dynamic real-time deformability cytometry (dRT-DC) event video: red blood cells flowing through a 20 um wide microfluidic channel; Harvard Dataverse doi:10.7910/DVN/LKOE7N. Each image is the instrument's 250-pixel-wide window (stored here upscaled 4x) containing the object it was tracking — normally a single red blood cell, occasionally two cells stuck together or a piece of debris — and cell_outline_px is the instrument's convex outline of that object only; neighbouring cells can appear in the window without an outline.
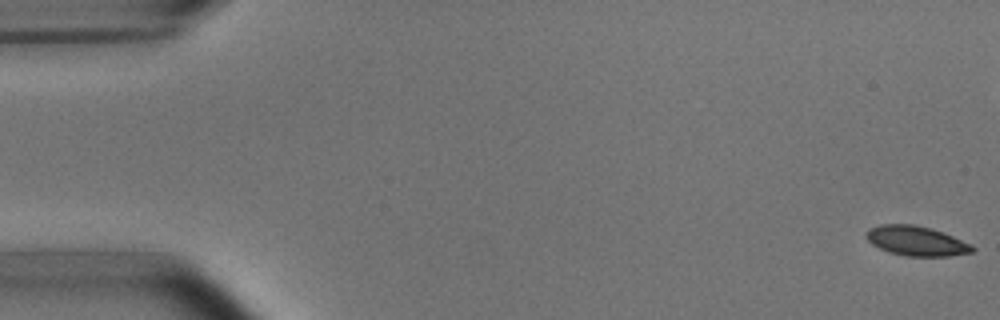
{"species": "common noctule bat (a hibernating species)", "species_latin": "Nyctalus noctula", "temperature_condition": "room temperature", "stored_images_in_passage": 9, "camera_frame_rate_fps": 3000, "um_per_image_px": 0.085, "animal": {"sex": "male", "body_mass_g": 15.6}, "frame": {"image": 1, "passage_image": 1, "time_ms": 0.0, "image_size_px": [1000, 320], "cell_outline_px": [[976, 248], [972, 252], [948, 256], [908, 256], [888, 252], [872, 244], [868, 240], [868, 228], [880, 224], [912, 224], [928, 228], [952, 236], [972, 244]], "centroid_in_image_um": [77.89, 20.48], "position_along_channel_um": 7.1, "area_um2": 18.09}}
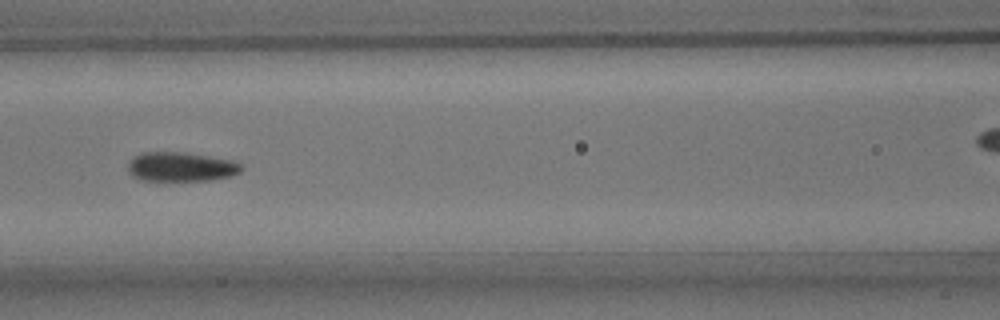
{"frame": {"image": 2, "passage_image": 7, "time_ms": 7.667, "image_size_px": [1000, 320], "cell_outline_px": [[244, 168], [240, 172], [228, 176], [212, 180], [140, 180], [132, 176], [128, 172], [128, 164], [136, 156], [144, 152], [184, 152], [232, 160], [240, 164]], "centroid_in_image_um": [15.38, 14.18], "position_along_channel_um": 151.2, "area_um2": 19.19}}